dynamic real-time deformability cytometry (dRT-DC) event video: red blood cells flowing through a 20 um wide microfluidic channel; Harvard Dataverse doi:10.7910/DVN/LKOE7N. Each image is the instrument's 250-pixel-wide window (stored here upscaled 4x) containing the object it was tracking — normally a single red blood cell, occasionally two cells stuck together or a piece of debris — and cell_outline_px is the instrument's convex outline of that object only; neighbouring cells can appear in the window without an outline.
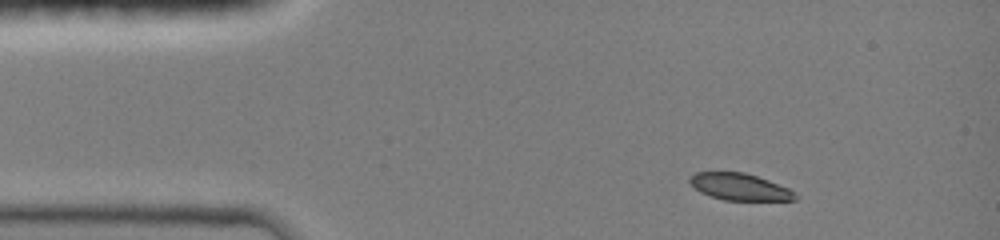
{"species": "common noctule bat (a hibernating species)", "species_latin": "Nyctalus noctula", "temperature_condition": "room temperature", "stored_images_in_passage": 3, "camera_frame_rate_fps": 3000, "um_per_image_px": 0.085, "animal": {"sex": "female", "body_mass_g": 19.0, "forearm_length_mm": 51.5}, "frame": {"image": 1, "passage_image": 1, "time_ms": 0.0, "image_size_px": [1000, 240], "cell_outline_px": [[796, 200], [724, 200], [700, 192], [688, 180], [688, 176], [696, 172], [744, 172], [768, 180], [788, 188], [796, 196]], "centroid_in_image_um": [62.83, 15.87], "position_along_channel_um": 22.2, "area_um2": 16.24}}